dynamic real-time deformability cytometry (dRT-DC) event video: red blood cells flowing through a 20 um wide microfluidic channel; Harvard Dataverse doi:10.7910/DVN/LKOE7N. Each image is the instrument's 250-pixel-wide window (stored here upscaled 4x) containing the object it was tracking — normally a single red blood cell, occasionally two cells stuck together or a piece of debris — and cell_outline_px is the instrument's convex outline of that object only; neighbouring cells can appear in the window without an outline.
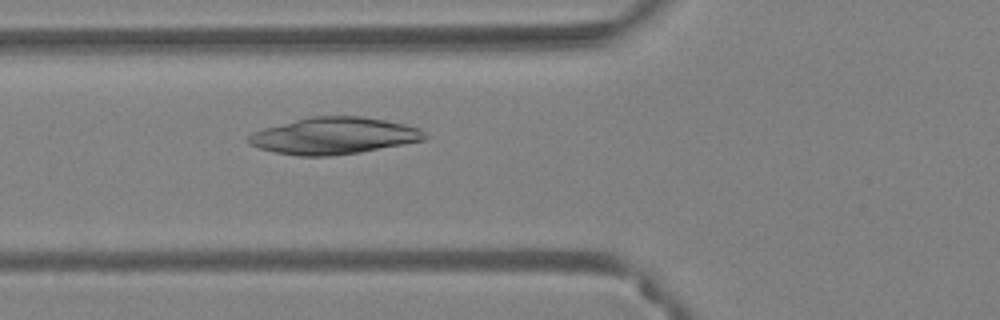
{"species": "Egyptian fruit bat (a non-hibernating species)", "species_latin": "Rousettus aegyptiacus", "temperature_condition": "warm", "stored_images_in_passage": 54, "camera_frame_rate_fps": 3000, "um_per_image_px": 0.085, "animal": {"sex": "female"}, "frame": {"image": 1, "passage_image": 21, "time_ms": 6.667, "image_size_px": [1000, 320], "cell_outline_px": [[428, 136], [424, 140], [360, 152], [332, 156], [300, 156], [276, 152], [260, 148], [252, 144], [248, 140], [248, 136], [252, 132], [264, 128], [312, 116], [360, 116], [384, 120], [404, 124], [420, 128]], "centroid_in_image_um": [28.4, 11.54], "position_along_channel_um": 97.4, "area_um2": 37.34}}
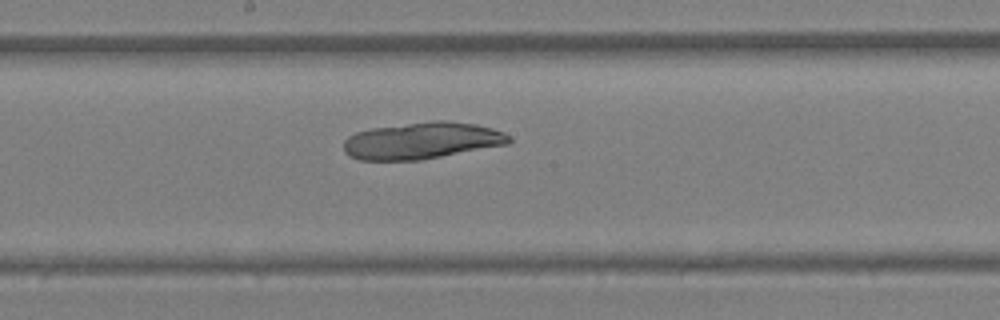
{"frame": {"image": 2, "passage_image": 30, "time_ms": 9.667, "image_size_px": [1000, 320], "cell_outline_px": [[512, 140], [508, 144], [424, 160], [360, 160], [348, 156], [344, 152], [344, 140], [348, 136], [356, 132], [372, 128], [436, 120], [448, 120], [476, 124], [492, 128], [504, 132], [512, 136]], "centroid_in_image_um": [35.89, 11.96], "position_along_channel_um": 212.3, "area_um2": 35.72}}
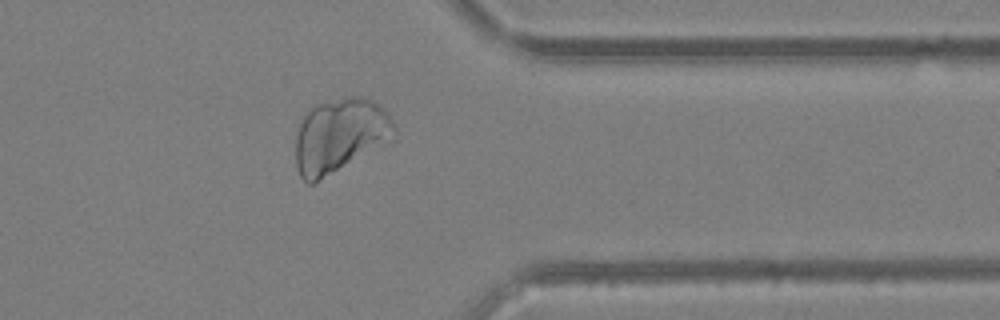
{"frame": {"image": 3, "passage_image": 44, "time_ms": 14.333, "image_size_px": [1000, 320], "cell_outline_px": [[396, 128], [312, 184], [308, 184], [300, 176], [296, 164], [296, 136], [304, 112], [308, 108], [316, 104], [348, 96], [360, 96], [372, 100], [384, 108], [388, 112]], "centroid_in_image_um": [28.72, 11.39], "position_along_channel_um": 382.7, "area_um2": 39.77}}